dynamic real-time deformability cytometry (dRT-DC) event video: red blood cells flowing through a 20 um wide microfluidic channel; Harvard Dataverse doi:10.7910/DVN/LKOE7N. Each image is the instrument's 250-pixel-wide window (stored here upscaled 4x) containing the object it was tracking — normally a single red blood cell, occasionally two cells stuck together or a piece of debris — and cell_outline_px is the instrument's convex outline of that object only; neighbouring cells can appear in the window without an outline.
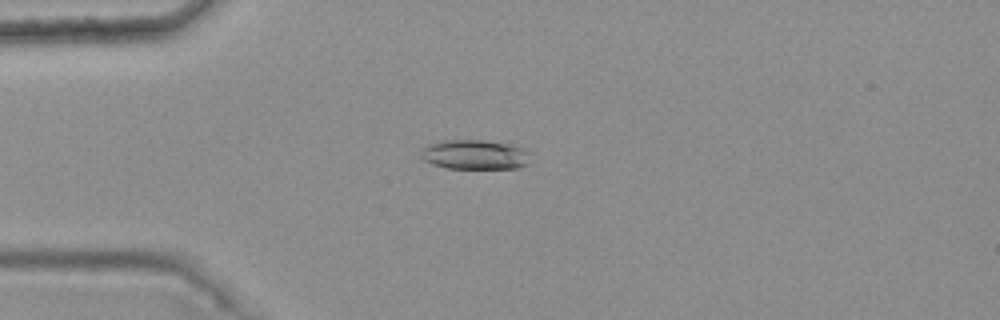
{"species": "common noctule bat (a hibernating species)", "species_latin": "Nyctalus noctula", "temperature_condition": "warm", "stored_images_in_passage": 10, "camera_frame_rate_fps": 3000, "um_per_image_px": 0.085, "animal": {"sex": "female", "body_mass_g": 25.1}, "frame": {"image": 1, "passage_image": 4, "time_ms": 1.0, "image_size_px": [1000, 320], "cell_outline_px": [[528, 164], [516, 168], [448, 168], [432, 164], [424, 160], [420, 156], [420, 152], [428, 144], [440, 140], [484, 140], [508, 144], [524, 148], [528, 152]], "centroid_in_image_um": [40.33, 13.13], "position_along_channel_um": 44.7, "area_um2": 18.84}}
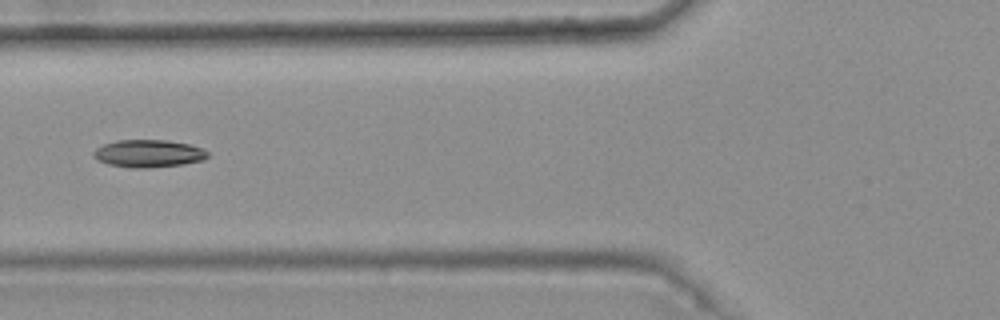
{"frame": {"image": 2, "passage_image": 6, "time_ms": 1.667, "image_size_px": [1000, 320], "cell_outline_px": [[208, 156], [204, 160], [184, 164], [148, 168], [128, 168], [108, 164], [96, 160], [92, 156], [92, 152], [96, 148], [104, 144], [116, 140], [164, 140], [188, 144], [200, 148], [208, 152]], "centroid_in_image_um": [12.57, 13.06], "position_along_channel_um": 113.2, "area_um2": 18.44}}
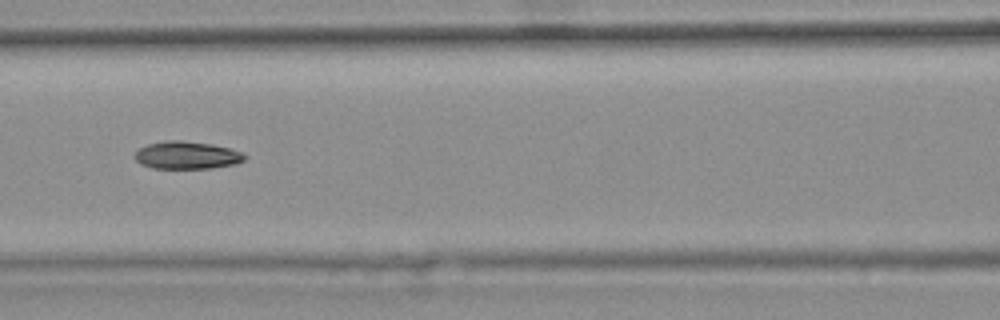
{"frame": {"image": 3, "passage_image": 7, "time_ms": 2.0, "image_size_px": [1000, 320], "cell_outline_px": [[248, 156], [244, 160], [236, 164], [212, 168], [152, 168], [140, 164], [132, 156], [140, 148], [148, 144], [168, 140], [180, 140], [212, 144], [228, 148], [240, 152]], "centroid_in_image_um": [15.87, 13.2], "position_along_channel_um": 150.7, "area_um2": 17.69}}